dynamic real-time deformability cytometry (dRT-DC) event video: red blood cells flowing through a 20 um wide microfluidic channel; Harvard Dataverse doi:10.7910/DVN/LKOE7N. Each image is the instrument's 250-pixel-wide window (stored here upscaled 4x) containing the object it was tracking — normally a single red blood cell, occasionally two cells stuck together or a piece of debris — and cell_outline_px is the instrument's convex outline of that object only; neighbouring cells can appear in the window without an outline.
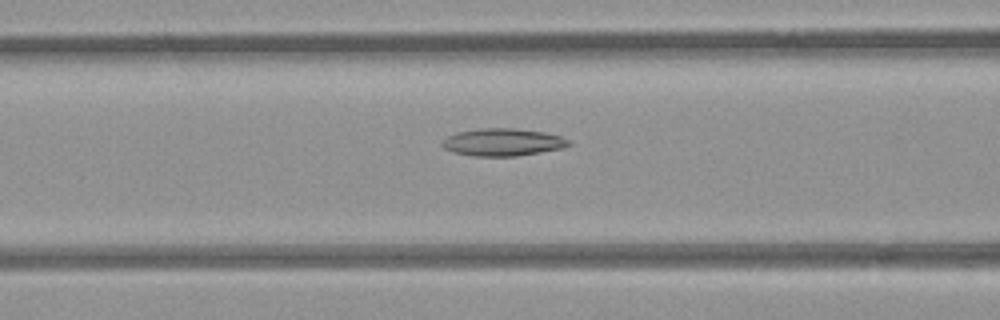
{"species": "common noctule bat (a hibernating species)", "species_latin": "Nyctalus noctula", "temperature_condition": "room temperature", "stored_images_in_passage": 55, "segment_of_instrument_passage": [1, 2], "camera_frame_rate_fps": 3000, "um_per_image_px": 0.085, "animal": {"sex": "female", "body_mass_g": 21.9}, "frame": {"image": 1, "passage_image": 22, "time_ms": 7.0, "image_size_px": [1000, 320], "cell_outline_px": [[572, 144], [560, 148], [540, 152], [516, 156], [472, 156], [452, 152], [444, 148], [440, 144], [448, 136], [456, 132], [480, 128], [516, 128], [544, 132], [560, 136], [568, 140]], "centroid_in_image_um": [42.69, 12.08], "position_along_channel_um": 123.9, "area_um2": 20.23}}
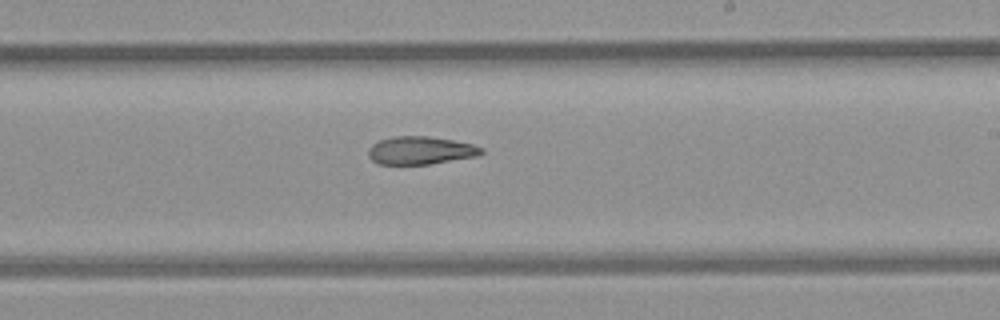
{"frame": {"image": 2, "passage_image": 32, "time_ms": 10.333, "image_size_px": [1000, 320], "cell_outline_px": [[484, 152], [476, 156], [428, 164], [380, 164], [372, 160], [368, 156], [368, 148], [372, 144], [380, 140], [392, 136], [428, 136], [452, 140], [472, 144], [484, 148]], "centroid_in_image_um": [35.72, 12.78], "position_along_channel_um": 253.3, "area_um2": 18.32}}
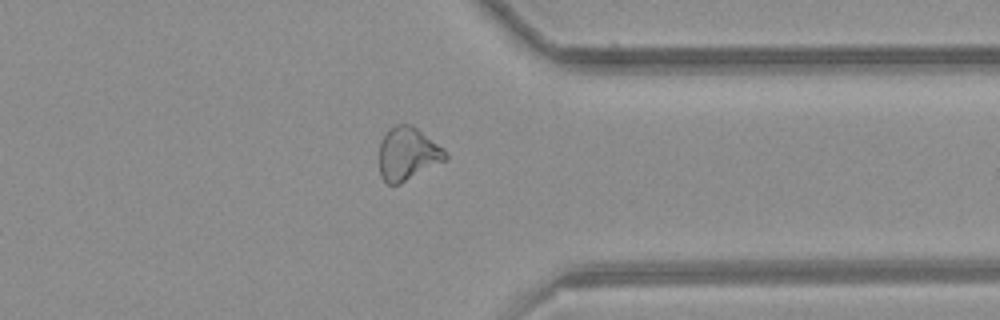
{"frame": {"image": 3, "passage_image": 42, "time_ms": 13.667, "image_size_px": [1000, 320], "cell_outline_px": [[448, 160], [400, 184], [388, 184], [380, 176], [380, 144], [384, 132], [388, 128], [396, 124], [412, 124], [444, 148], [448, 156]], "centroid_in_image_um": [34.67, 13.06], "position_along_channel_um": 376.7, "area_um2": 20.81}}